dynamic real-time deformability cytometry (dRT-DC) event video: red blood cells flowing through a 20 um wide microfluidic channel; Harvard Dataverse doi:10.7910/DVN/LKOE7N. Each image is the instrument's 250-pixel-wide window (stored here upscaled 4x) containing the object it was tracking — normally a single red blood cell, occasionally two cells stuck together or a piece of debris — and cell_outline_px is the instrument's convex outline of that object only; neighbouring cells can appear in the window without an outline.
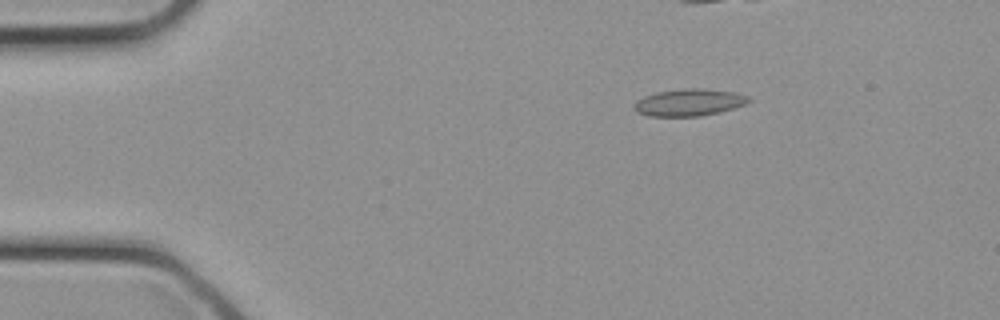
{"species": "common noctule bat (a hibernating species)", "species_latin": "Nyctalus noctula", "temperature_condition": "cold", "stored_images_in_passage": 21, "camera_frame_rate_fps": 3000, "um_per_image_px": 0.085, "animal": {"sex": "female", "body_mass_g": 21.9}, "frame": {"image": 1, "passage_image": 1, "time_ms": 0.0, "image_size_px": [1000, 320], "cell_outline_px": [[752, 100], [744, 104], [720, 112], [700, 116], [648, 116], [636, 112], [632, 108], [632, 104], [636, 100], [644, 96], [656, 92], [684, 88], [700, 88], [736, 92], [748, 96]], "centroid_in_image_um": [58.52, 8.7], "position_along_channel_um": 26.5, "area_um2": 18.21}}
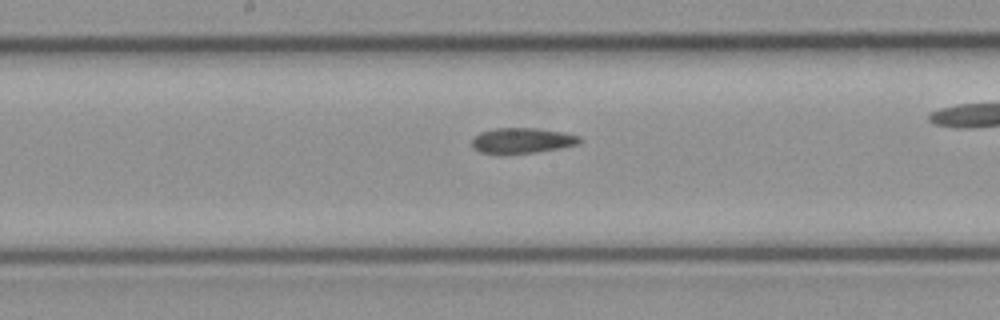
{"frame": {"image": 2, "passage_image": 12, "time_ms": 3.667, "image_size_px": [1000, 320], "cell_outline_px": [[584, 140], [580, 144], [560, 148], [536, 152], [504, 156], [500, 156], [480, 152], [472, 148], [472, 140], [480, 132], [492, 128], [532, 128], [564, 132], [580, 136]], "centroid_in_image_um": [44.36, 11.98], "position_along_channel_um": 203.8, "area_um2": 16.59}}
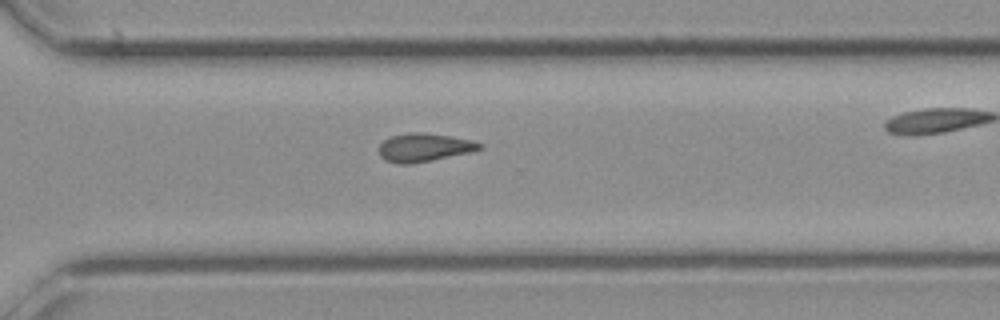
{"frame": {"image": 3, "passage_image": 18, "time_ms": 5.667, "image_size_px": [1000, 320], "cell_outline_px": [[484, 148], [472, 152], [432, 160], [408, 164], [400, 164], [384, 160], [380, 156], [376, 148], [384, 140], [392, 136], [408, 132], [420, 132], [452, 136], [476, 140], [484, 144]], "centroid_in_image_um": [36.08, 12.53], "position_along_channel_um": 334.5, "area_um2": 16.99}}